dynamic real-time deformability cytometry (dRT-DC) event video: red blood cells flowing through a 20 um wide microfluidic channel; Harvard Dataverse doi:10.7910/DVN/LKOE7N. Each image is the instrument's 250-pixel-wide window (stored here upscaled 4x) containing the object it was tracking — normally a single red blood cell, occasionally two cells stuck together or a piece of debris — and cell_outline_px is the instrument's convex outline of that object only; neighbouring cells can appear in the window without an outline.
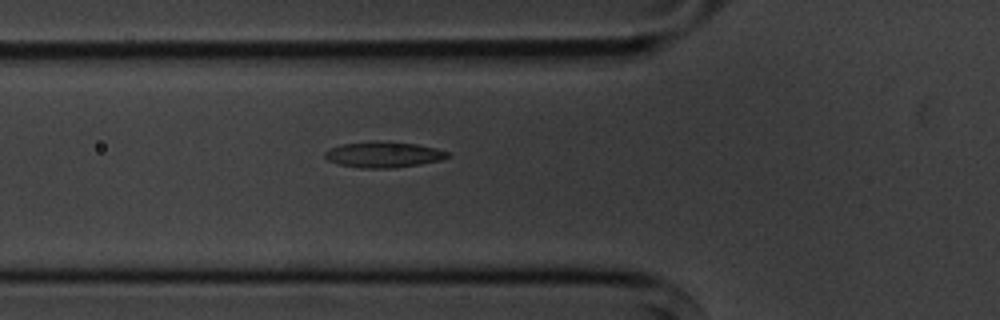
{"species": "common noctule bat (a hibernating species)", "species_latin": "Nyctalus noctula", "temperature_condition": "cold", "stored_images_in_passage": 4, "camera_frame_rate_fps": 3000, "um_per_image_px": 0.085, "animal": {"sex": "male", "body_mass_g": 20.1, "forearm_length_mm": 53.5}, "frame": {"image": 1, "passage_image": 4, "time_ms": 3.333, "image_size_px": [1000, 320], "cell_outline_px": [[448, 156], [440, 160], [420, 164], [392, 168], [360, 168], [340, 164], [328, 160], [324, 156], [324, 152], [328, 148], [340, 144], [372, 140], [376, 140], [416, 144], [436, 148], [448, 152]], "centroid_in_image_um": [32.54, 13.12], "position_along_channel_um": 93.3, "area_um2": 18.55}}